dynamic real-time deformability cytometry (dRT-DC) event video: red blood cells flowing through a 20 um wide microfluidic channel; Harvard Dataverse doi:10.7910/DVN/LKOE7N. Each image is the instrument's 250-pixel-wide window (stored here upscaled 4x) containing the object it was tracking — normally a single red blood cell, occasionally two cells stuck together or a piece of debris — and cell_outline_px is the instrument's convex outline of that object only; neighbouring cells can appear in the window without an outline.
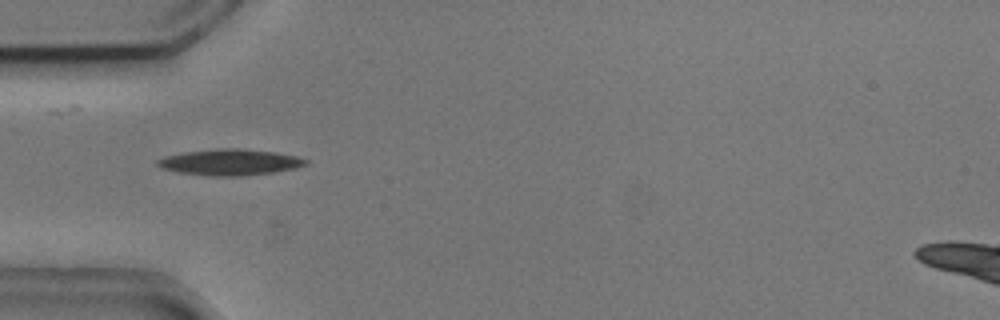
{"species": "common noctule bat (a hibernating species)", "species_latin": "Nyctalus noctula", "temperature_condition": "cold", "stored_images_in_passage": 11, "camera_frame_rate_fps": 3000, "um_per_image_px": 0.085, "animal": {"sex": "male", "body_mass_g": 20.5, "forearm_length_mm": 52.5}, "frame": {"image": 1, "passage_image": 1, "time_ms": 0.0, "image_size_px": [1000, 320], "cell_outline_px": [[308, 164], [296, 168], [272, 172], [244, 176], [212, 176], [176, 172], [160, 168], [156, 164], [156, 160], [164, 156], [184, 152], [220, 148], [240, 148], [276, 152], [296, 156], [308, 160]], "centroid_in_image_um": [19.52, 13.79], "position_along_channel_um": 65.5, "area_um2": 22.72}}
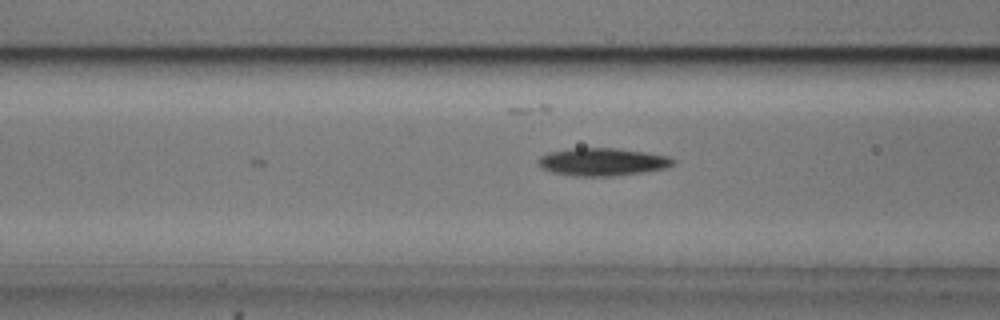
{"frame": {"image": 2, "passage_image": 5, "time_ms": 1.333, "image_size_px": [1000, 320], "cell_outline_px": [[676, 160], [672, 164], [664, 168], [640, 172], [612, 176], [572, 176], [552, 172], [540, 168], [536, 160], [540, 156], [548, 152], [572, 148], [616, 148], [644, 152], [668, 156]], "centroid_in_image_um": [51.12, 13.75], "position_along_channel_um": 115.5, "area_um2": 21.73}}